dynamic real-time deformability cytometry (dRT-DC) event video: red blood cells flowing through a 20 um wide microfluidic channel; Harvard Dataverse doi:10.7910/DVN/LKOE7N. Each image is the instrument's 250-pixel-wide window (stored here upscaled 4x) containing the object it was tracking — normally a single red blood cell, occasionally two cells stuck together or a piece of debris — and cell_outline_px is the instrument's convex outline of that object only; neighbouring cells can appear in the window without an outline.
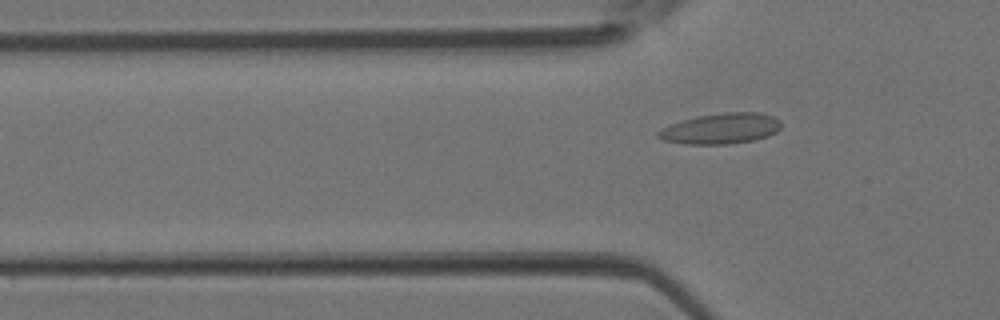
{"species": "Egyptian fruit bat (a non-hibernating species)", "species_latin": "Rousettus aegyptiacus", "temperature_condition": "room temperature", "stored_images_in_passage": 5, "camera_frame_rate_fps": 3000, "um_per_image_px": 0.085, "animal": {"sex": "female"}, "frame": {"image": 1, "passage_image": 4, "time_ms": 1.0, "image_size_px": [1000, 320], "cell_outline_px": [[780, 128], [776, 132], [768, 136], [752, 140], [728, 144], [684, 144], [664, 140], [656, 136], [656, 132], [672, 124], [696, 116], [724, 112], [760, 112], [772, 116], [780, 120]], "centroid_in_image_um": [61.29, 10.92], "position_along_channel_um": 64.5, "area_um2": 21.85}}
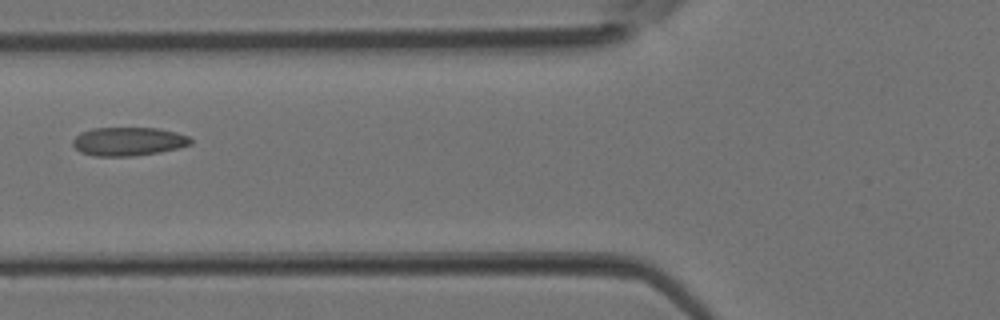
{"frame": {"image": 2, "passage_image": 5, "time_ms": 1.333, "image_size_px": [1000, 320], "cell_outline_px": [[192, 144], [180, 148], [160, 152], [136, 156], [92, 156], [80, 152], [72, 144], [72, 140], [80, 132], [92, 128], [160, 128], [176, 132], [188, 136], [192, 140]], "centroid_in_image_um": [10.92, 12.03], "position_along_channel_um": 114.9, "area_um2": 19.88}}